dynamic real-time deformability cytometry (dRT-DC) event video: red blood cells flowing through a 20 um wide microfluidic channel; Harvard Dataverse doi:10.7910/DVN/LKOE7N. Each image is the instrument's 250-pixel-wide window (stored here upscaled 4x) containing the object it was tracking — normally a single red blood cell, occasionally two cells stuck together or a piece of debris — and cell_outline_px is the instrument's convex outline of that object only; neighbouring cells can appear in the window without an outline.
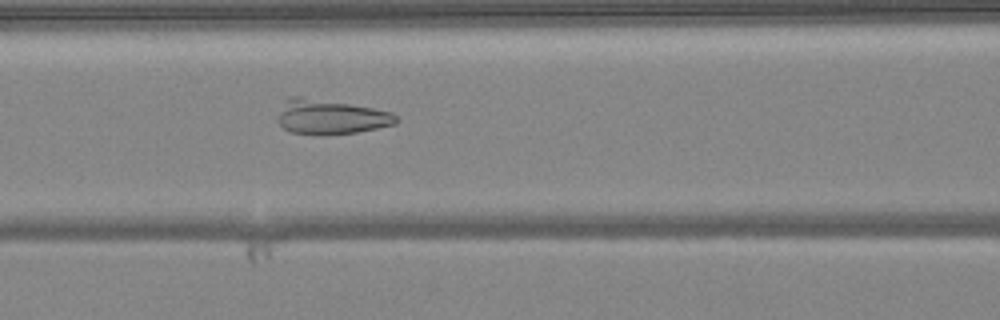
{"species": "common noctule bat (a hibernating species)", "species_latin": "Nyctalus noctula", "temperature_condition": "warm", "stored_images_in_passage": 36, "camera_frame_rate_fps": 3000, "um_per_image_px": 0.085, "animal": {"sex": "female", "body_mass_g": 24.6, "forearm_length_mm": 56.2}, "frame": {"image": 1, "passage_image": 7, "time_ms": 2.0, "image_size_px": [1000, 320], "cell_outline_px": [[400, 120], [396, 124], [356, 132], [328, 136], [320, 136], [292, 132], [284, 128], [276, 120], [276, 116], [288, 96], [300, 96], [372, 108], [392, 112]], "centroid_in_image_um": [28.06, 9.96], "position_along_channel_um": 138.5, "area_um2": 24.1}}
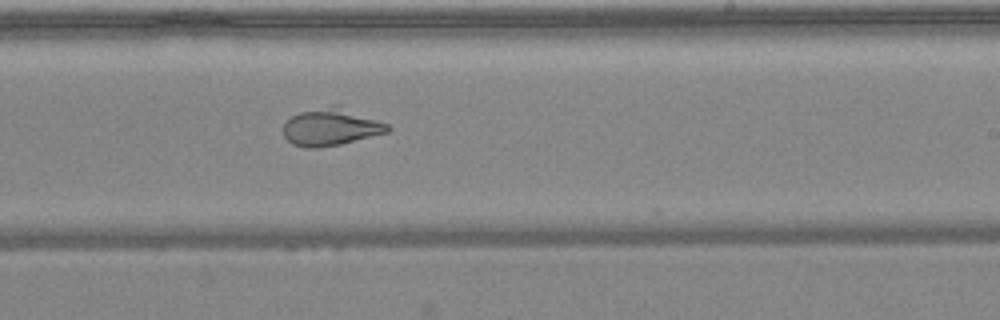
{"frame": {"image": 2, "passage_image": 16, "time_ms": 5.0, "image_size_px": [1000, 320], "cell_outline_px": [[392, 128], [388, 132], [340, 144], [316, 148], [304, 148], [292, 144], [284, 136], [284, 120], [300, 112], [332, 104], [340, 104], [388, 124]], "centroid_in_image_um": [28.13, 10.77], "position_along_channel_um": 260.9, "area_um2": 22.95}}
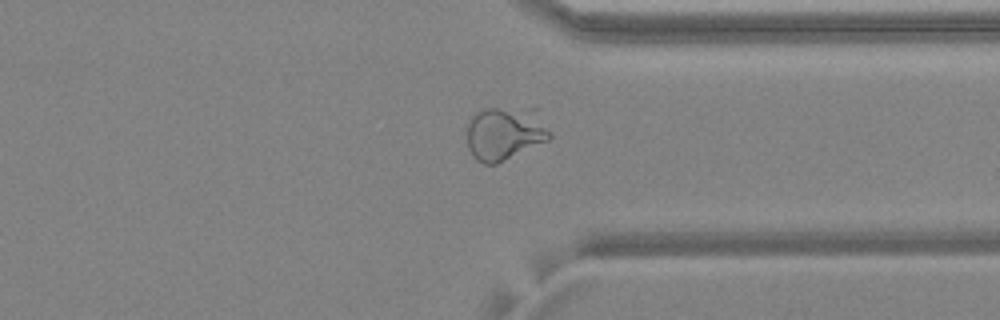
{"frame": {"image": 3, "passage_image": 24, "time_ms": 7.667, "image_size_px": [1000, 320], "cell_outline_px": [[552, 136], [548, 140], [496, 164], [484, 164], [476, 160], [472, 156], [468, 148], [464, 128], [468, 120], [476, 112], [484, 108], [540, 108], [552, 132]], "centroid_in_image_um": [42.92, 11.3], "position_along_channel_um": 368.5, "area_um2": 26.88}, "authors_computed_cell_mechanics": {"area_um2": 24.9985, "velocity_mm_per_s": 4.0826, "shape_relaxation_time_tau1_ms": 4.9659, "shape_relaxation_time_tau2_ms": null, "deformation_change_tau1": 0.162, "deformation_change_tau2": null}}